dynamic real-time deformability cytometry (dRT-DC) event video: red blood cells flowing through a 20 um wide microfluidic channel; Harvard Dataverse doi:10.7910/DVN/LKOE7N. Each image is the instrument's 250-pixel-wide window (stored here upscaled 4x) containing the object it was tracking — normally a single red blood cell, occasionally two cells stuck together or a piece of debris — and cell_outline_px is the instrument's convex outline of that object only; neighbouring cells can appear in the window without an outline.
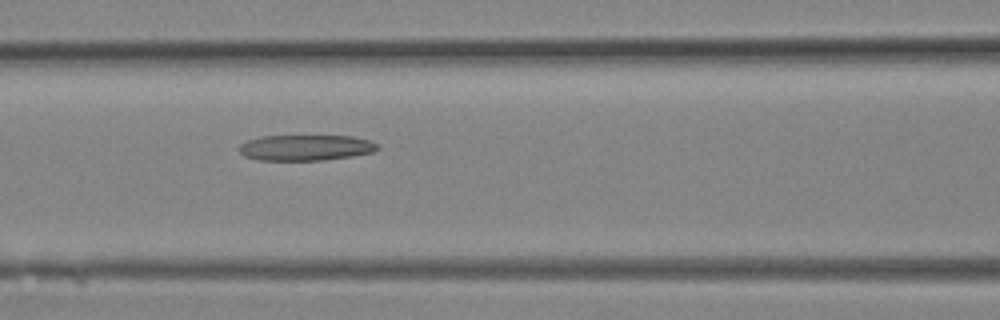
{"species": "Egyptian fruit bat (a non-hibernating species)", "species_latin": "Rousettus aegyptiacus", "temperature_condition": "room temperature", "stored_images_in_passage": 11, "camera_frame_rate_fps": 3000, "um_per_image_px": 0.085, "animal": {"sex": "female"}, "frame": {"image": 1, "passage_image": 11, "time_ms": 3.333, "image_size_px": [1000, 320], "cell_outline_px": [[380, 148], [372, 152], [352, 156], [324, 160], [260, 160], [244, 156], [240, 152], [240, 144], [248, 140], [260, 136], [352, 136], [368, 140], [376, 144]], "centroid_in_image_um": [25.97, 12.55], "position_along_channel_um": 140.6, "area_um2": 20.63}}